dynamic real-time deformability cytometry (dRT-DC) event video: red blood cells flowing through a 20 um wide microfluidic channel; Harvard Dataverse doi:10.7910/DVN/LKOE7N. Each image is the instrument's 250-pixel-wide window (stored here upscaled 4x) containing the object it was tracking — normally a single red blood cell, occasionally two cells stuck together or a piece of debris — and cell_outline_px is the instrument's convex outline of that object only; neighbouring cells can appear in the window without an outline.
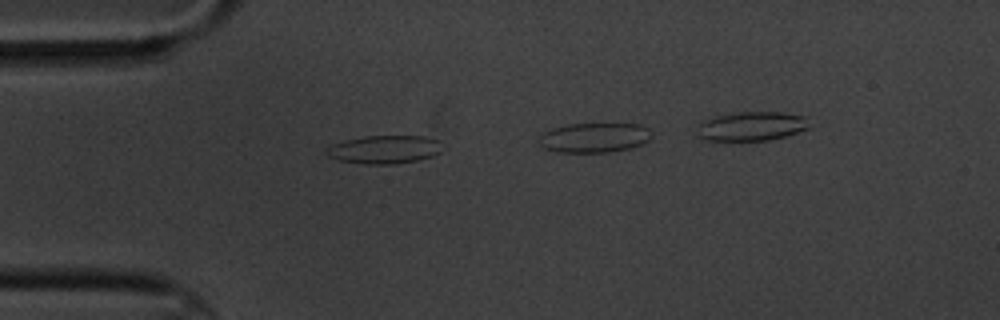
{"species": "common noctule bat (a hibernating species)", "species_latin": "Nyctalus noctula", "temperature_condition": "cold", "stored_images_in_passage": 4, "camera_frame_rate_fps": 3000, "um_per_image_px": 0.085, "animal": {"sex": "male", "body_mass_g": 20.1, "forearm_length_mm": 53.5}, "frame": {"image": 1, "passage_image": 2, "time_ms": 1.333, "image_size_px": [1000, 320], "cell_outline_px": [[448, 148], [432, 156], [416, 160], [396, 164], [364, 164], [340, 160], [328, 156], [324, 152], [332, 144], [364, 136], [424, 136], [440, 140]], "centroid_in_image_um": [32.77, 12.7], "position_along_channel_um": 52.2, "area_um2": 19.25}}